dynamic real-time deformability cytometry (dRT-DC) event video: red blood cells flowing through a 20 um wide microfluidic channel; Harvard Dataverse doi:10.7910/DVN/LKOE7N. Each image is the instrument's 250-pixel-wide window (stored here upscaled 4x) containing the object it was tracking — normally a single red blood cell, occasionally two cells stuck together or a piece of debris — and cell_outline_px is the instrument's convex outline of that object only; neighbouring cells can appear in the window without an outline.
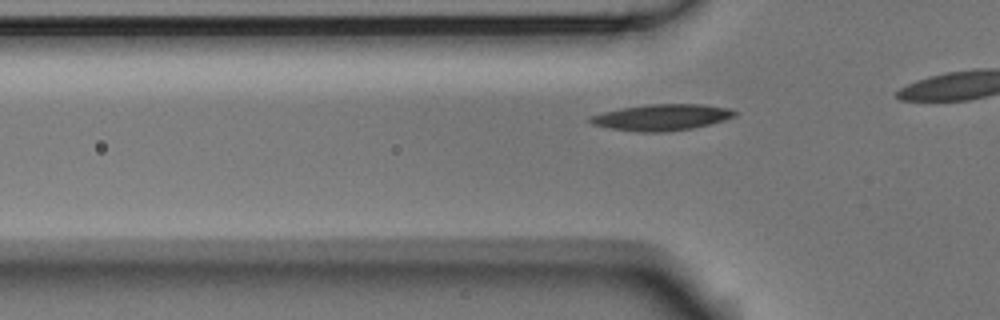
{"species": "Egyptian fruit bat (a non-hibernating species)", "species_latin": "Rousettus aegyptiacus", "temperature_condition": "room temperature", "stored_images_in_passage": 17, "camera_frame_rate_fps": 3000, "um_per_image_px": 0.085, "animal": {"sex": "male"}, "frame": {"image": 1, "passage_image": 11, "time_ms": 3.333, "image_size_px": [1000, 320], "cell_outline_px": [[736, 116], [724, 120], [692, 128], [664, 132], [644, 132], [612, 128], [592, 124], [588, 120], [588, 116], [620, 108], [648, 104], [700, 104], [732, 108], [736, 112]], "centroid_in_image_um": [56.26, 9.96], "position_along_channel_um": 69.5, "area_um2": 21.96}}
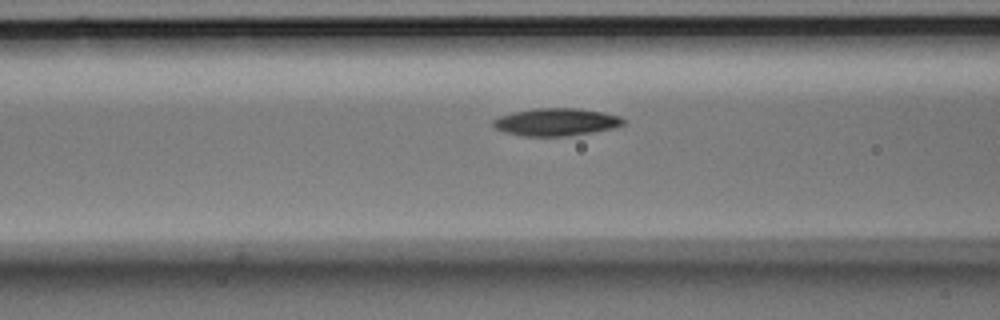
{"frame": {"image": 2, "passage_image": 15, "time_ms": 4.667, "image_size_px": [1000, 320], "cell_outline_px": [[624, 124], [612, 128], [592, 132], [568, 136], [520, 136], [504, 132], [496, 128], [492, 124], [492, 120], [500, 116], [512, 112], [536, 108], [576, 108], [604, 112], [620, 116], [624, 120]], "centroid_in_image_um": [47.25, 10.37], "position_along_channel_um": 119.4, "area_um2": 20.92}}